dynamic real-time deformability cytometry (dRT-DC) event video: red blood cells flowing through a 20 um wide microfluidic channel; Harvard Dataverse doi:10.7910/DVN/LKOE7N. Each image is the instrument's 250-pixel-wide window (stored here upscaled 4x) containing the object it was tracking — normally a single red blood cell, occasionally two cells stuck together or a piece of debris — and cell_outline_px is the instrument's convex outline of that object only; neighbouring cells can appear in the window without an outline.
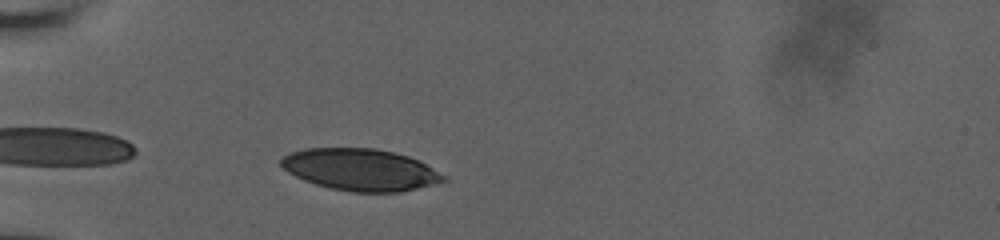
{"species": "human", "species_latin": "Homo sapiens", "temperature_condition": "room temperature", "stored_images_in_passage": 33, "camera_frame_rate_fps": 3000, "um_per_image_px": 0.085, "donor": {"sex": "male"}, "frame": {"image": 1, "passage_image": 2, "time_ms": 0.333, "image_size_px": [1000, 240], "cell_outline_px": [[448, 180], [400, 192], [352, 192], [328, 188], [304, 180], [288, 172], [280, 164], [280, 160], [284, 156], [292, 152], [304, 148], [376, 148], [408, 156], [432, 168], [444, 176]], "centroid_in_image_um": [30.6, 14.42], "position_along_channel_um": 54.4, "area_um2": 39.25}}
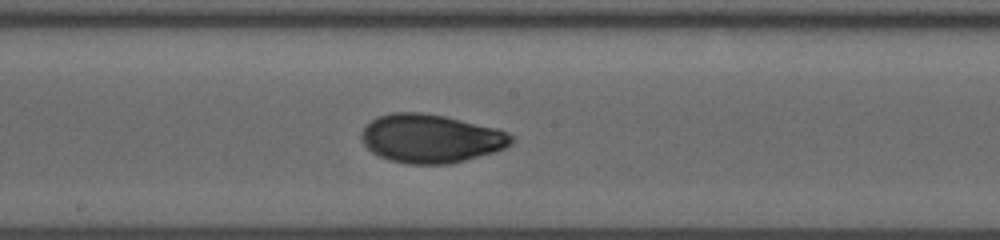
{"frame": {"image": 2, "passage_image": 16, "time_ms": 5.0, "image_size_px": [1000, 240], "cell_outline_px": [[516, 140], [512, 144], [504, 148], [492, 152], [452, 164], [408, 164], [388, 160], [372, 152], [364, 144], [360, 136], [360, 132], [364, 124], [376, 116], [392, 112], [420, 112], [444, 116], [496, 128], [516, 136]], "centroid_in_image_um": [36.59, 11.77], "position_along_channel_um": 211.6, "area_um2": 42.77}}
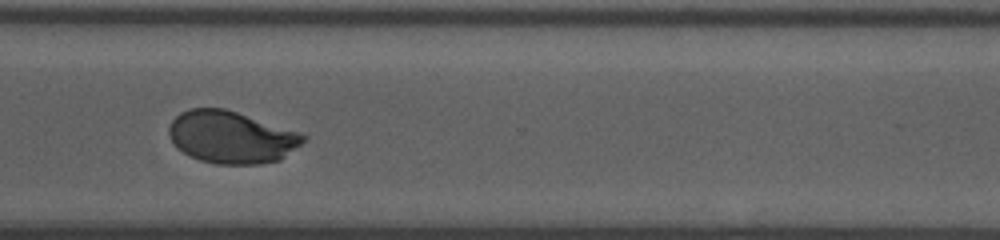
{"frame": {"image": 3, "passage_image": 27, "time_ms": 8.667, "image_size_px": [1000, 240], "cell_outline_px": [[308, 136], [300, 144], [280, 160], [260, 164], [216, 164], [200, 160], [188, 156], [176, 148], [168, 132], [168, 128], [172, 120], [180, 112], [188, 108], [224, 108]], "centroid_in_image_um": [19.59, 11.67], "position_along_channel_um": 351.0, "area_um2": 40.52}, "authors_computed_cell_mechanics": {"area_um2": 41.7316, "velocity_mm_per_s": 3.8095, "shape_relaxation_time_tau1_ms": 5.546, "shape_relaxation_time_tau2_ms": 1.1485, "deformation_change_tau1": 0.1968, "deformation_change_tau2": 0.0481}}